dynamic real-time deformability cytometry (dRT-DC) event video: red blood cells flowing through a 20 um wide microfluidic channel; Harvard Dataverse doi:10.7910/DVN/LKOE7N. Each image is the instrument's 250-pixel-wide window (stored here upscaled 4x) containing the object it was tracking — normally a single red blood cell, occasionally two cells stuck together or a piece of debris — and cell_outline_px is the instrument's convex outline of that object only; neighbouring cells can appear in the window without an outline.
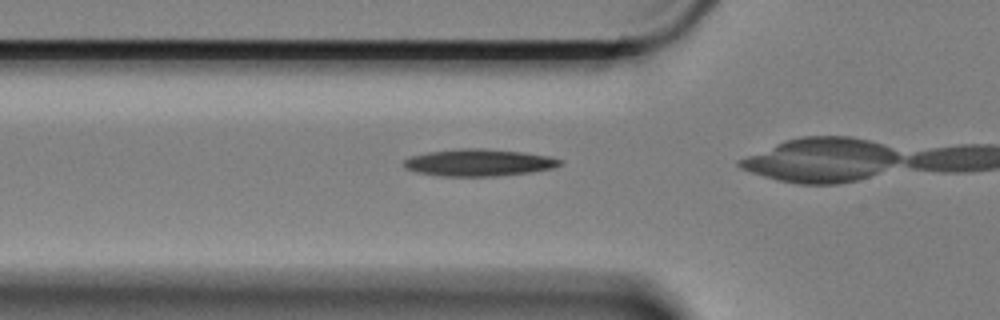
{"species": "Egyptian fruit bat (a non-hibernating species)", "species_latin": "Rousettus aegyptiacus", "temperature_condition": "cold", "stored_images_in_passage": 15, "camera_frame_rate_fps": 3000, "um_per_image_px": 0.085, "animal": {"sex": "female"}, "frame": {"image": 1, "passage_image": 14, "time_ms": 4.333, "image_size_px": [1000, 320], "cell_outline_px": [[564, 164], [552, 168], [528, 172], [492, 176], [440, 176], [416, 172], [404, 168], [404, 160], [412, 156], [428, 152], [460, 148], [480, 148], [520, 152], [548, 156], [564, 160]], "centroid_in_image_um": [40.68, 13.82], "position_along_channel_um": 85.1, "area_um2": 24.39}}